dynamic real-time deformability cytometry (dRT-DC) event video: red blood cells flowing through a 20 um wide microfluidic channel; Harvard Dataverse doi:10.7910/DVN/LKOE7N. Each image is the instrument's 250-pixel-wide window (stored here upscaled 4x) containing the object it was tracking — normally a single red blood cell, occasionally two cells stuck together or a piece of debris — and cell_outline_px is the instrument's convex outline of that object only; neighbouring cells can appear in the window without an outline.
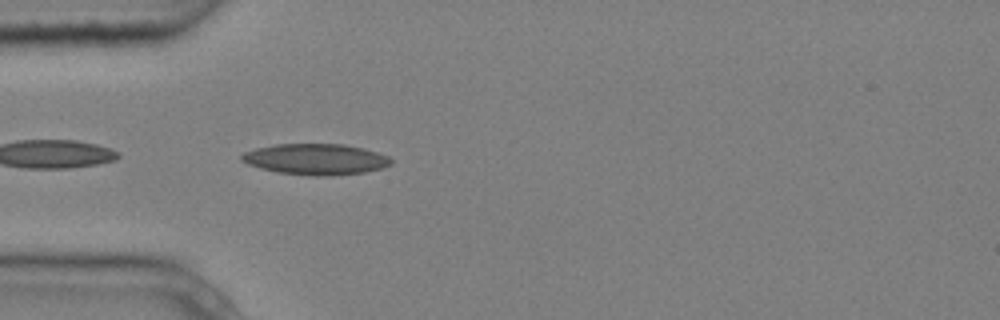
{"species": "common noctule bat (a hibernating species)", "species_latin": "Nyctalus noctula", "temperature_condition": "cold", "stored_images_in_passage": 5, "camera_frame_rate_fps": 3000, "um_per_image_px": 0.085, "animal": {"sex": "male", "body_mass_g": 20.4}, "frame": {"image": 1, "passage_image": 5, "time_ms": 1.333, "image_size_px": [1000, 320], "cell_outline_px": [[392, 164], [384, 168], [364, 172], [324, 176], [316, 176], [276, 172], [260, 168], [248, 164], [240, 160], [240, 156], [244, 152], [256, 148], [276, 144], [344, 144], [364, 148], [388, 156], [392, 160]], "centroid_in_image_um": [26.84, 13.53], "position_along_channel_um": 58.2, "area_um2": 26.99}}